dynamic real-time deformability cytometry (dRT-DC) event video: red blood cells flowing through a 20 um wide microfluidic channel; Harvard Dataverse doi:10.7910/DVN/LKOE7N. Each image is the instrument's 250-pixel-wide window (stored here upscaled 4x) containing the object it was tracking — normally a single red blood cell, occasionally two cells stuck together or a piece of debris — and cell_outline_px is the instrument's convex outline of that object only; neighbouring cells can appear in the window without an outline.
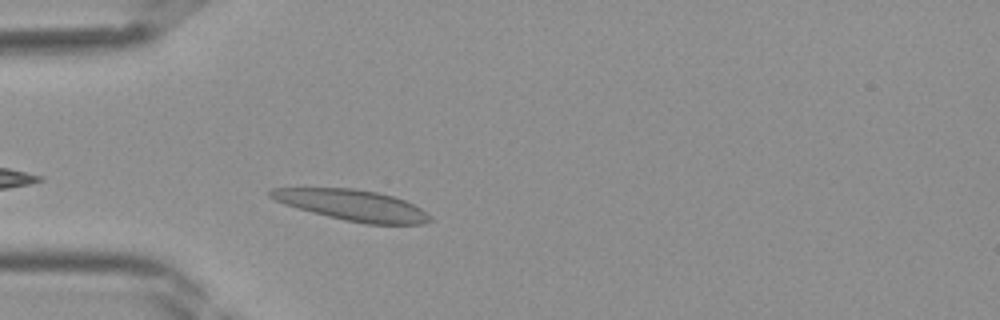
{"species": "Egyptian fruit bat (a non-hibernating species)", "species_latin": "Rousettus aegyptiacus", "temperature_condition": "room temperature", "stored_images_in_passage": 23, "camera_frame_rate_fps": 3000, "um_per_image_px": 0.085, "frame": {"image": 1, "passage_image": 2, "time_ms": 0.333, "image_size_px": [1000, 320], "cell_outline_px": [[432, 220], [424, 224], [364, 224], [344, 220], [328, 216], [284, 204], [268, 196], [268, 192], [272, 188], [356, 188], [376, 192], [392, 196], [404, 200], [428, 212], [432, 216]], "centroid_in_image_um": [29.99, 17.44], "position_along_channel_um": 55.0, "area_um2": 28.55}}
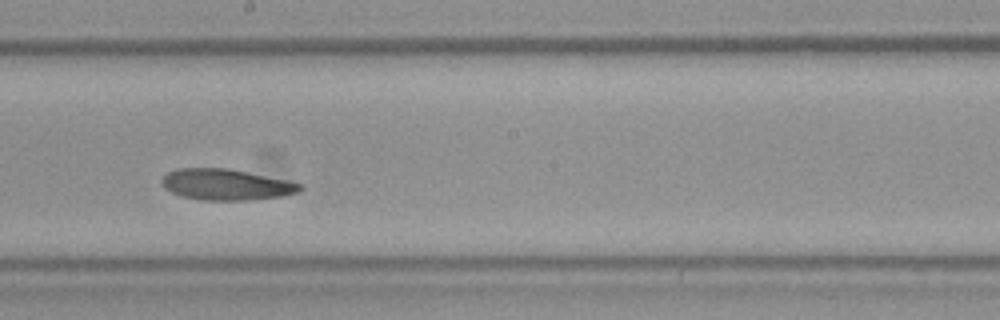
{"frame": {"image": 2, "passage_image": 13, "time_ms": 4.0, "image_size_px": [1000, 320], "cell_outline_px": [[304, 188], [300, 192], [280, 196], [256, 200], [204, 200], [184, 196], [172, 192], [164, 188], [160, 180], [168, 172], [176, 168], [228, 168], [288, 180], [304, 184]], "centroid_in_image_um": [19.27, 15.68], "position_along_channel_um": 228.9, "area_um2": 25.14}}
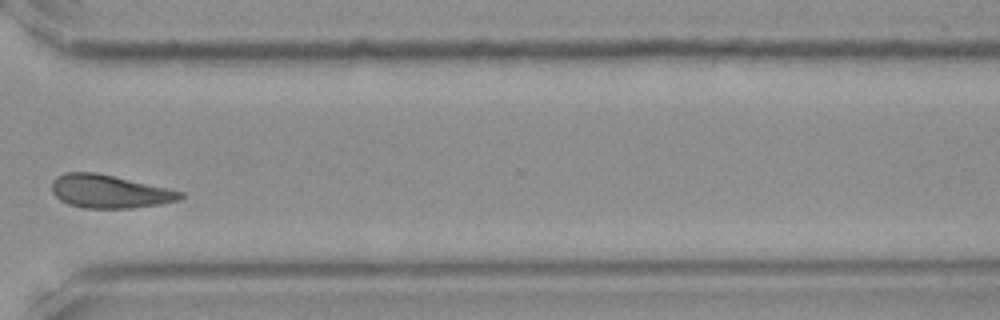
{"frame": {"image": 3, "passage_image": 21, "time_ms": 6.667, "image_size_px": [1000, 320], "cell_outline_px": [[184, 196], [180, 200], [160, 204], [132, 208], [84, 208], [68, 204], [60, 200], [52, 192], [52, 180], [56, 176], [64, 172], [96, 172], [168, 188], [184, 192]], "centroid_in_image_um": [9.29, 16.27], "position_along_channel_um": 361.3, "area_um2": 24.97}}